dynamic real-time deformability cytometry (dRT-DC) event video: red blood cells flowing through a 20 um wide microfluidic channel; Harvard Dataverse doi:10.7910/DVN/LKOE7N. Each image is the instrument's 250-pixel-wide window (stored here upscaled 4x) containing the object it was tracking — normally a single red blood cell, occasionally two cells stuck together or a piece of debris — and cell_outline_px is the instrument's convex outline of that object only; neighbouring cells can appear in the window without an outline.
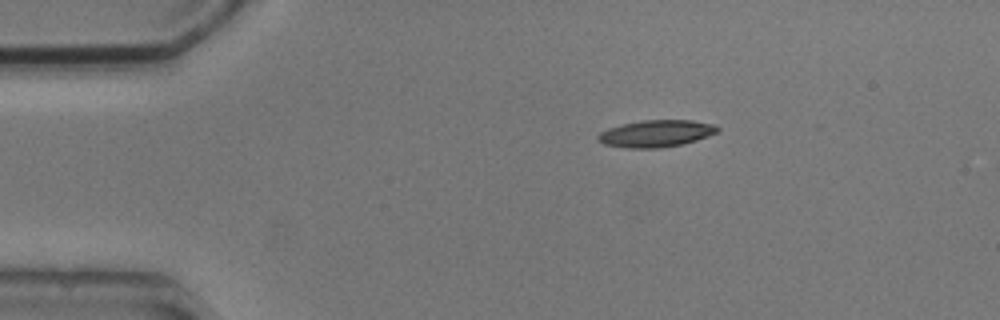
{"species": "common noctule bat (a hibernating species)", "species_latin": "Nyctalus noctula", "temperature_condition": "cold", "stored_images_in_passage": 8, "camera_frame_rate_fps": 3000, "um_per_image_px": 0.085, "animal": {"sex": "male", "body_mass_g": 20.5, "forearm_length_mm": 52.5}, "frame": {"image": 1, "passage_image": 1, "time_ms": 0.0, "image_size_px": [1000, 320], "cell_outline_px": [[720, 128], [716, 132], [696, 140], [680, 144], [660, 148], [628, 148], [604, 144], [596, 140], [596, 136], [600, 132], [608, 128], [624, 124], [644, 120], [692, 120], [716, 124]], "centroid_in_image_um": [55.75, 11.34], "position_along_channel_um": 29.3, "area_um2": 18.67}}
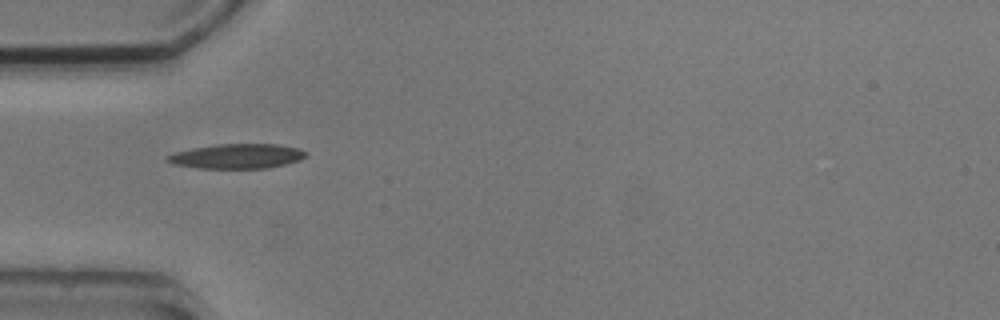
{"frame": {"image": 2, "passage_image": 3, "time_ms": 2.333, "image_size_px": [1000, 320], "cell_outline_px": [[304, 156], [300, 160], [268, 168], [200, 168], [172, 164], [164, 160], [164, 156], [176, 152], [192, 148], [216, 144], [276, 144], [296, 148], [304, 152]], "centroid_in_image_um": [20.05, 13.28], "position_along_channel_um": 64.9, "area_um2": 19.77}}